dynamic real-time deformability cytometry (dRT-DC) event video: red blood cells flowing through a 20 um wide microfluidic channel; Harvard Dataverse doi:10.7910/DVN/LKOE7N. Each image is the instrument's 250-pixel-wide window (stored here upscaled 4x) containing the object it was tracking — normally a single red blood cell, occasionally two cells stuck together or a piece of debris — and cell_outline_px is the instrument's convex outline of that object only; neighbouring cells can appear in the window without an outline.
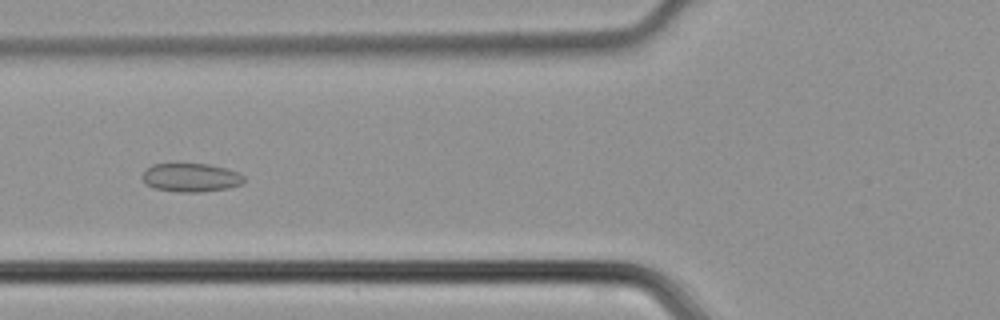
{"species": "common noctule bat (a hibernating species)", "species_latin": "Nyctalus noctula", "temperature_condition": "cold", "stored_images_in_passage": 47, "camera_frame_rate_fps": 3000, "um_per_image_px": 0.085, "animal": {"sex": "male", "body_mass_g": 21.5, "forearm_length_mm": 52.0}, "frame": {"image": 1, "passage_image": 18, "time_ms": 5.667, "image_size_px": [1000, 320], "cell_outline_px": [[244, 184], [228, 188], [200, 192], [180, 192], [156, 188], [144, 184], [144, 172], [152, 164], [208, 164], [240, 172], [244, 176]], "centroid_in_image_um": [16.28, 15.09], "position_along_channel_um": 109.5, "area_um2": 16.82}}
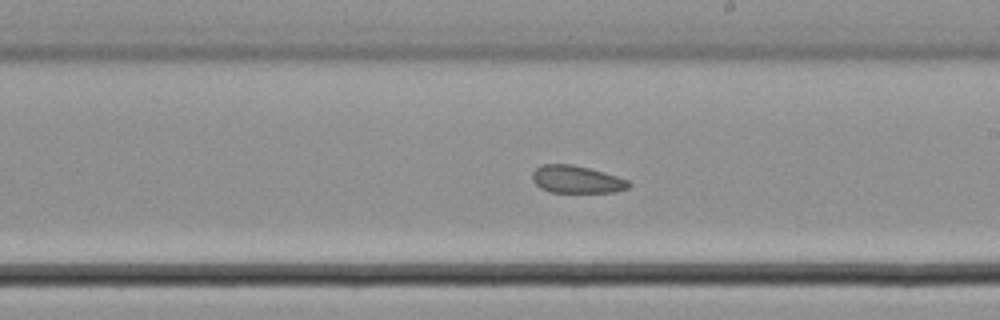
{"frame": {"image": 2, "passage_image": 27, "time_ms": 8.667, "image_size_px": [1000, 320], "cell_outline_px": [[632, 184], [628, 188], [616, 192], [552, 192], [540, 188], [532, 180], [532, 172], [540, 164], [572, 164], [604, 172], [628, 180]], "centroid_in_image_um": [49.0, 15.25], "position_along_channel_um": 240.0, "area_um2": 15.49}}
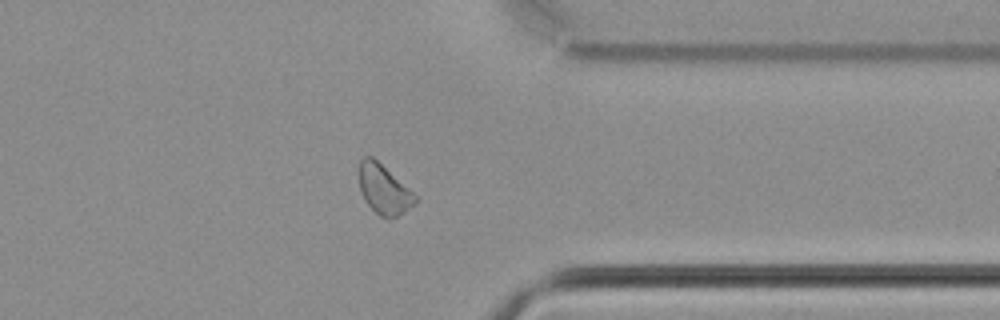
{"frame": {"image": 3, "passage_image": 37, "time_ms": 12.0, "image_size_px": [1000, 320], "cell_outline_px": [[420, 196], [416, 204], [404, 212], [388, 220], [380, 216], [364, 200], [360, 188], [356, 172], [360, 160], [364, 156], [372, 156]], "centroid_in_image_um": [32.64, 16.08], "position_along_channel_um": 378.8, "area_um2": 16.82}}